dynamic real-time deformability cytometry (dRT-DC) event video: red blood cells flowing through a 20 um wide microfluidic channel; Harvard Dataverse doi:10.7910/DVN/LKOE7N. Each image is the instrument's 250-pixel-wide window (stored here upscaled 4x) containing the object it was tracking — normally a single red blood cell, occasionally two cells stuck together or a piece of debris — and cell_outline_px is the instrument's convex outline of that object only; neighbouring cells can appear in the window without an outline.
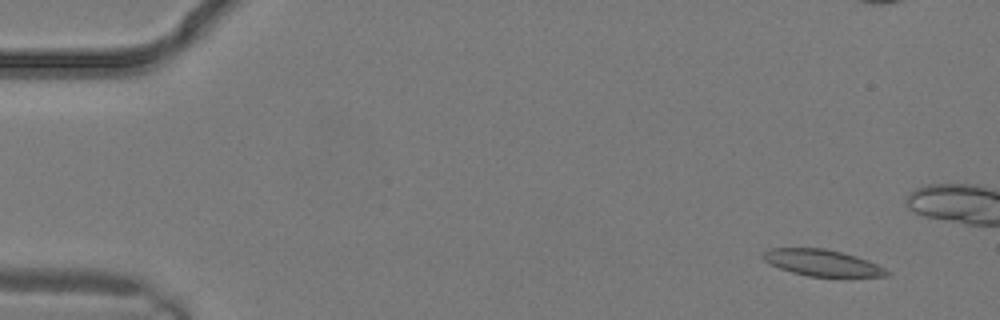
{"species": "common noctule bat (a hibernating species)", "species_latin": "Nyctalus noctula", "temperature_condition": "warm", "stored_images_in_passage": 2, "camera_frame_rate_fps": 3000, "um_per_image_px": 0.085, "animal": {"sex": "male", "body_mass_g": 19.2, "forearm_length_mm": 51.8}, "frame": {"image": 1, "passage_image": 2, "time_ms": 0.333, "image_size_px": [1000, 320], "cell_outline_px": [[892, 272], [888, 276], [808, 276], [792, 272], [780, 268], [764, 260], [760, 256], [768, 248], [824, 248], [856, 256], [868, 260]], "centroid_in_image_um": [69.88, 22.33], "position_along_channel_um": 15.1, "area_um2": 18.84}}